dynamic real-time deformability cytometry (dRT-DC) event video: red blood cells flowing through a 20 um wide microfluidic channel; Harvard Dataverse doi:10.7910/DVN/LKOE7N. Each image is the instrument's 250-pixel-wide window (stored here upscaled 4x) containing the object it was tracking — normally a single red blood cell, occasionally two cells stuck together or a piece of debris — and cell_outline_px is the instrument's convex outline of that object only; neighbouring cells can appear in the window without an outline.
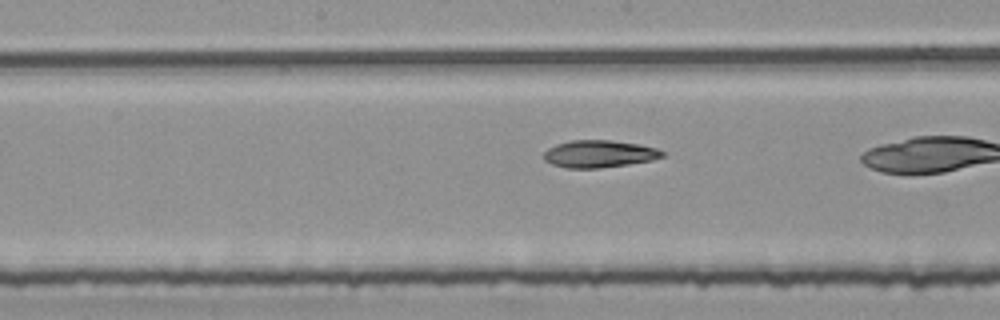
{"species": "common noctule bat (a hibernating species)", "species_latin": "Nyctalus noctula", "temperature_condition": "room temperature", "stored_images_in_passage": 25, "camera_frame_rate_fps": 3000, "um_per_image_px": 0.085, "animal": {"sex": "female", "body_mass_g": 25.1}, "frame": {"image": 1, "passage_image": 22, "time_ms": 7.0, "image_size_px": [1000, 320], "cell_outline_px": [[668, 156], [652, 160], [628, 164], [600, 168], [568, 168], [552, 164], [544, 160], [544, 152], [548, 148], [556, 144], [572, 140], [612, 140], [640, 144], [656, 148], [664, 152]], "centroid_in_image_um": [50.96, 13.07], "position_along_channel_um": 197.2, "area_um2": 18.96}}